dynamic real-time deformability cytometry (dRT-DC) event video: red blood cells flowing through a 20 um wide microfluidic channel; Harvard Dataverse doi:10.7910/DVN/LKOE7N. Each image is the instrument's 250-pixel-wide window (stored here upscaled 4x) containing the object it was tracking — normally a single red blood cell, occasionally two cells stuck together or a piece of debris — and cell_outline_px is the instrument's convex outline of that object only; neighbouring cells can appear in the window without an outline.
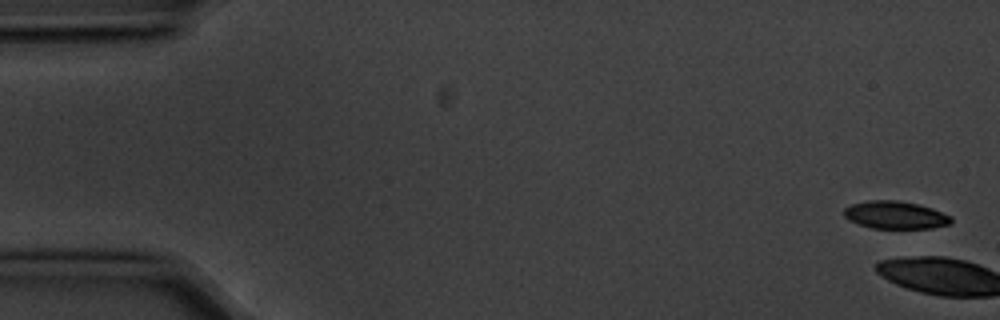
{"species": "common noctule bat (a hibernating species)", "species_latin": "Nyctalus noctula", "temperature_condition": "cold", "stored_images_in_passage": 7, "camera_frame_rate_fps": 3000, "um_per_image_px": 0.085, "animal": {"sex": "male", "body_mass_g": 20.1, "forearm_length_mm": 53.5}, "frame": {"image": 1, "passage_image": 1, "time_ms": 0.0, "image_size_px": [1000, 320], "cell_outline_px": [[952, 220], [948, 224], [932, 228], [872, 228], [848, 220], [844, 216], [844, 208], [852, 204], [868, 200], [896, 200], [916, 204], [932, 208], [952, 216]], "centroid_in_image_um": [76.09, 18.27], "position_along_channel_um": 8.9, "area_um2": 17.17}}